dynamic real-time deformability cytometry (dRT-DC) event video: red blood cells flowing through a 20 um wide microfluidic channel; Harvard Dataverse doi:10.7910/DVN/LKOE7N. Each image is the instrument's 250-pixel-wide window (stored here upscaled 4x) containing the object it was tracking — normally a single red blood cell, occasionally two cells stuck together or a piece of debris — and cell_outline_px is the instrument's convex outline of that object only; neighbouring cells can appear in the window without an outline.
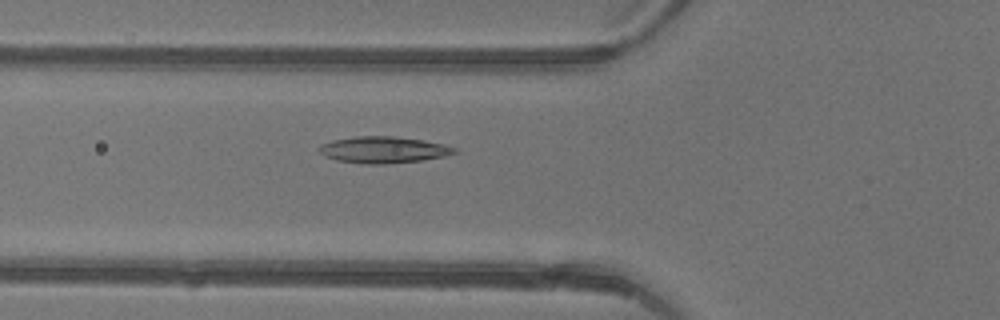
{"species": "common noctule bat (a hibernating species)", "species_latin": "Nyctalus noctula", "temperature_condition": "warm", "stored_images_in_passage": 47, "camera_frame_rate_fps": 3000, "um_per_image_px": 0.085, "animal": {"sex": "female"}, "frame": {"image": 1, "passage_image": 18, "time_ms": 5.667, "image_size_px": [1000, 320], "cell_outline_px": [[460, 152], [444, 156], [420, 160], [384, 164], [360, 164], [336, 160], [324, 156], [316, 148], [320, 144], [332, 140], [356, 136], [392, 136], [424, 140], [444, 144], [456, 148]], "centroid_in_image_um": [32.56, 12.73], "position_along_channel_um": 93.2, "area_um2": 21.1}}
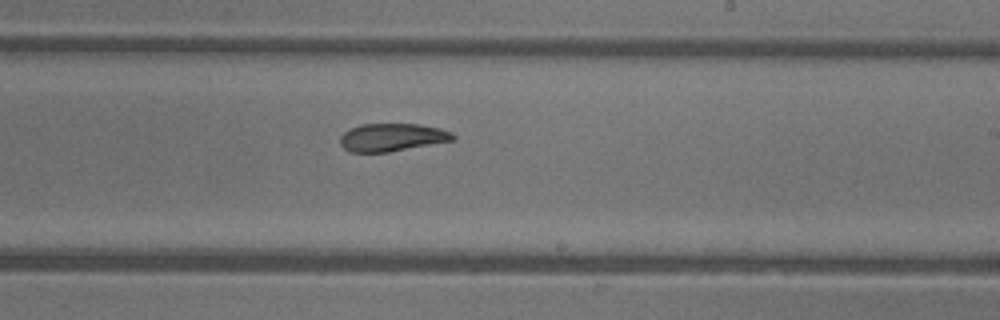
{"frame": {"image": 2, "passage_image": 29, "time_ms": 9.333, "image_size_px": [1000, 320], "cell_outline_px": [[456, 140], [388, 152], [348, 152], [340, 144], [340, 136], [344, 132], [360, 124], [420, 124], [440, 128], [452, 132], [456, 136]], "centroid_in_image_um": [33.35, 11.67], "position_along_channel_um": 255.7, "area_um2": 18.44}}
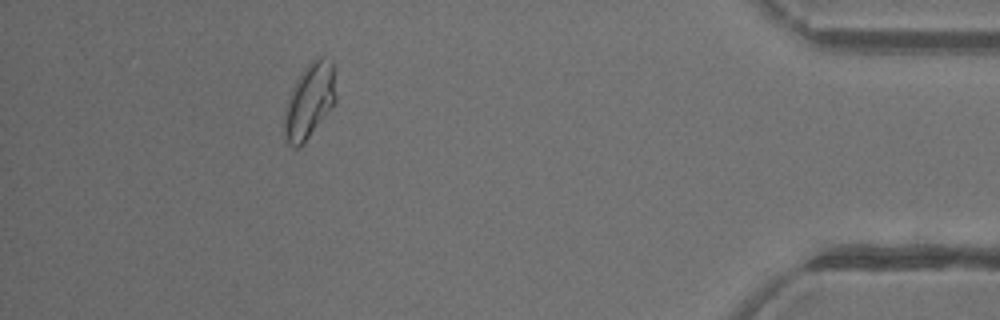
{"frame": {"image": 3, "passage_image": 43, "time_ms": 14.0, "image_size_px": [1000, 320], "cell_outline_px": [[336, 100], [332, 108], [304, 144], [296, 148], [292, 148], [288, 144], [284, 136], [284, 112], [292, 88], [296, 80], [304, 68], [316, 56], [324, 56], [332, 60], [336, 96]], "centroid_in_image_um": [26.31, 8.59], "position_along_channel_um": 408.9, "area_um2": 22.77}, "authors_computed_cell_mechanics": {"area_um2": 20.9236, "velocity_mm_per_s": 4.4261, "shape_relaxation_time_tau1_ms": 8.2677, "shape_relaxation_time_tau2_ms": 1.5188, "deformation_change_tau1": 0.2095, "deformation_change_tau2": 0.0672}}